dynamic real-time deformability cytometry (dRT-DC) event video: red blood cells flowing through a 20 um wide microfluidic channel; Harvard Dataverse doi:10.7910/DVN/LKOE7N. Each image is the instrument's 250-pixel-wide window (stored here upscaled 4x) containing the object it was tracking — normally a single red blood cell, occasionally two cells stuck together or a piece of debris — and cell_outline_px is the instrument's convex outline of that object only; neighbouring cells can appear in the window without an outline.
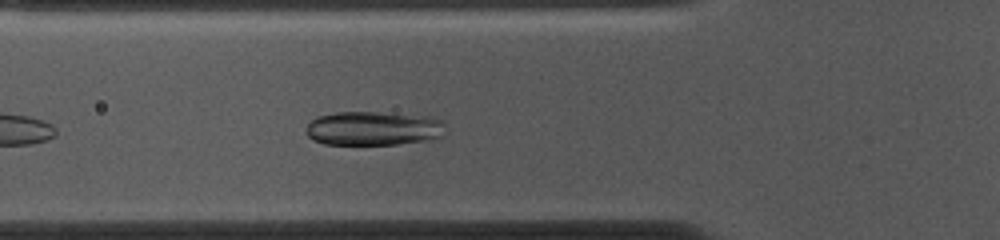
{"species": "common noctule bat (a hibernating species)", "species_latin": "Nyctalus noctula", "temperature_condition": "cold", "stored_images_in_passage": 14, "camera_frame_rate_fps": 3000, "um_per_image_px": 0.085, "animal": {"sex": "female", "body_mass_g": 10.0, "forearm_length_mm": 53.1}, "frame": {"image": 1, "passage_image": 7, "time_ms": 2.0, "image_size_px": [1000, 240], "cell_outline_px": [[444, 136], [424, 140], [396, 144], [324, 144], [312, 140], [308, 136], [308, 124], [316, 116], [336, 112], [376, 112], [432, 116], [444, 120]], "centroid_in_image_um": [31.77, 10.9], "position_along_channel_um": 94.0, "area_um2": 27.74}}